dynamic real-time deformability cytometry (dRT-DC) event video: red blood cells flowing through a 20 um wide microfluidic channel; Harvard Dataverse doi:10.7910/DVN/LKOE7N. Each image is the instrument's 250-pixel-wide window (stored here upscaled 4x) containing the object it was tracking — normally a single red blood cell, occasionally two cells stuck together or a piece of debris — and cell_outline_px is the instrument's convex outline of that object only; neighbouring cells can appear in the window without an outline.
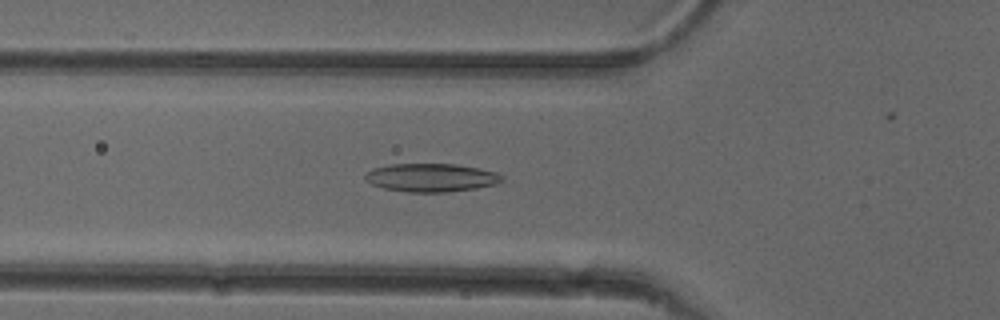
{"species": "common noctule bat (a hibernating species)", "species_latin": "Nyctalus noctula", "temperature_condition": "cold", "stored_images_in_passage": 43, "camera_frame_rate_fps": 3000, "um_per_image_px": 0.085, "animal": {"sex": "female"}, "frame": {"image": 1, "passage_image": 18, "time_ms": 5.667, "image_size_px": [1000, 320], "cell_outline_px": [[504, 180], [496, 184], [476, 188], [448, 192], [408, 192], [384, 188], [372, 184], [364, 176], [372, 168], [388, 164], [456, 164], [480, 168], [496, 172], [504, 176]], "centroid_in_image_um": [36.69, 15.09], "position_along_channel_um": 89.1, "area_um2": 22.6}}
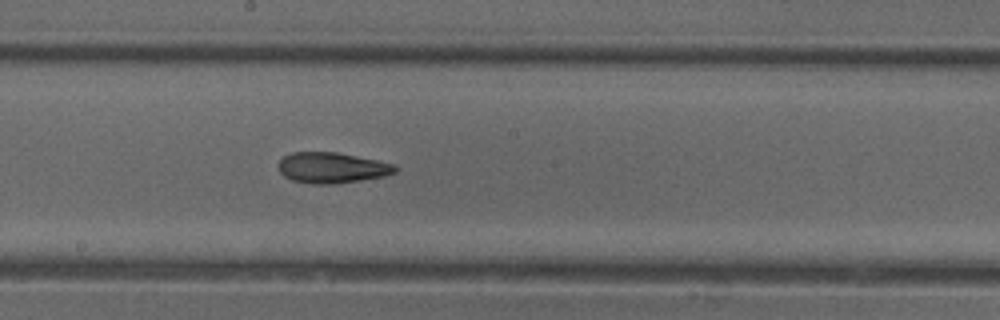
{"frame": {"image": 2, "passage_image": 28, "time_ms": 9.0, "image_size_px": [1000, 320], "cell_outline_px": [[400, 168], [396, 172], [384, 176], [360, 180], [332, 184], [312, 184], [292, 180], [284, 176], [280, 172], [280, 160], [284, 156], [292, 152], [336, 152], [396, 164]], "centroid_in_image_um": [28.25, 14.26], "position_along_channel_um": 220.0, "area_um2": 20.81}}
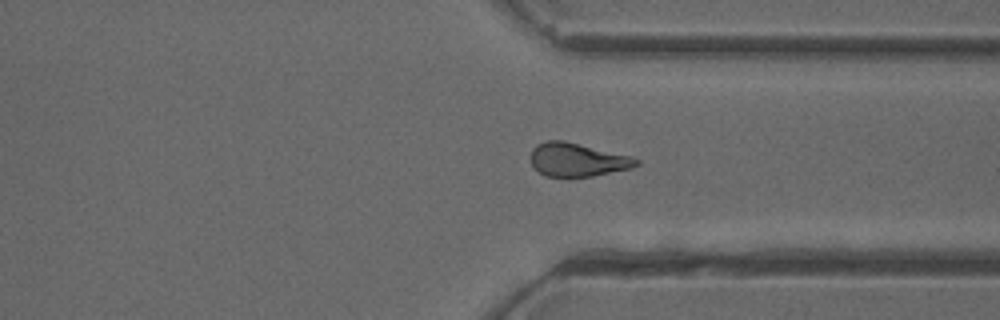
{"frame": {"image": 3, "passage_image": 39, "time_ms": 12.667, "image_size_px": [1000, 320], "cell_outline_px": [[640, 164], [632, 168], [592, 176], [544, 176], [532, 164], [532, 148], [536, 144], [544, 140], [564, 140], [632, 156], [640, 160]], "centroid_in_image_um": [49.11, 13.56], "position_along_channel_um": 362.3, "area_um2": 20.58}}